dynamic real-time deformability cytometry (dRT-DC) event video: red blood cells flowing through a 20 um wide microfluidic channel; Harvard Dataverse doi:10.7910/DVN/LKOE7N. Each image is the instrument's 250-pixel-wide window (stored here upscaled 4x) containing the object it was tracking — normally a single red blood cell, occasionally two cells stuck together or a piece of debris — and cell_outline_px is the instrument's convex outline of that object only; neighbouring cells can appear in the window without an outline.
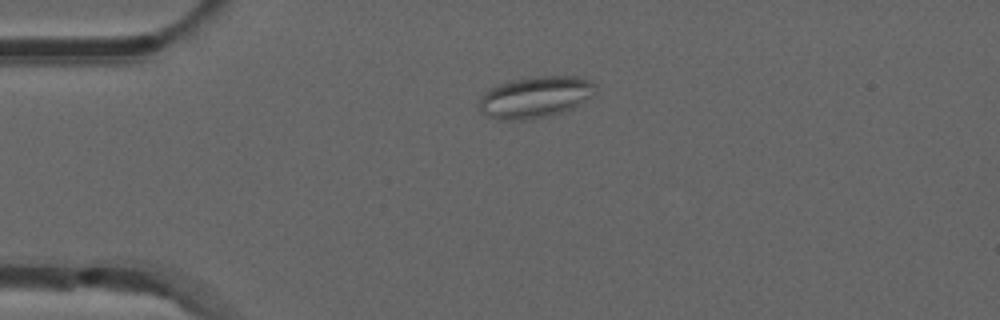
{"species": "common noctule bat (a hibernating species)", "species_latin": "Nyctalus noctula", "temperature_condition": "room temperature", "stored_images_in_passage": 41, "camera_frame_rate_fps": 3000, "um_per_image_px": 0.085, "animal": {"sex": "male", "forearm_length_mm": 52.5}, "frame": {"image": 1, "passage_image": 1, "time_ms": 0.0, "image_size_px": [1000, 320], "cell_outline_px": [[596, 92], [592, 96], [580, 104], [564, 112], [548, 116], [524, 120], [500, 120], [488, 116], [480, 112], [480, 96], [492, 88], [500, 84], [512, 80], [536, 76], [576, 76], [588, 80], [596, 84]], "centroid_in_image_um": [45.53, 8.26], "position_along_channel_um": 39.5, "area_um2": 28.09}}
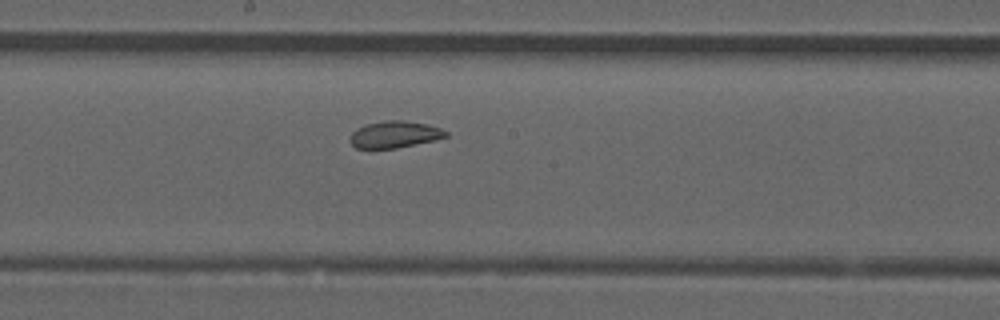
{"frame": {"image": 2, "passage_image": 17, "time_ms": 5.333, "image_size_px": [1000, 320], "cell_outline_px": [[448, 136], [436, 140], [396, 148], [356, 148], [348, 140], [352, 132], [356, 128], [368, 124], [388, 120], [404, 120], [428, 124], [440, 128], [448, 132]], "centroid_in_image_um": [33.55, 11.43], "position_along_channel_um": 214.6, "area_um2": 14.97}}
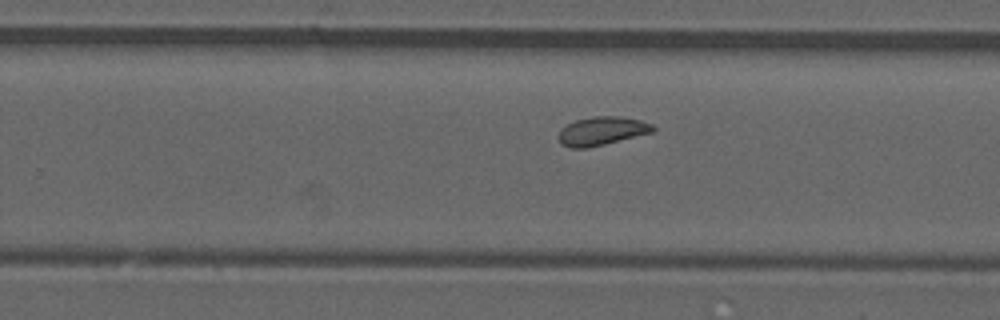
{"frame": {"image": 3, "passage_image": 22, "time_ms": 7.0, "image_size_px": [1000, 320], "cell_outline_px": [[656, 128], [652, 132], [588, 148], [568, 148], [560, 144], [556, 136], [560, 128], [576, 120], [592, 116], [620, 116], [640, 120], [652, 124]], "centroid_in_image_um": [51.09, 11.14], "position_along_channel_um": 278.7, "area_um2": 15.84}, "authors_computed_cell_mechanics": {"area_um2": 15.8372, "velocity_mm_per_s": 3.859, "shape_relaxation_time_tau1_ms": null, "shape_relaxation_time_tau2_ms": 1.6231, "deformation_change_tau1": null, "deformation_change_tau2": 0.063}}